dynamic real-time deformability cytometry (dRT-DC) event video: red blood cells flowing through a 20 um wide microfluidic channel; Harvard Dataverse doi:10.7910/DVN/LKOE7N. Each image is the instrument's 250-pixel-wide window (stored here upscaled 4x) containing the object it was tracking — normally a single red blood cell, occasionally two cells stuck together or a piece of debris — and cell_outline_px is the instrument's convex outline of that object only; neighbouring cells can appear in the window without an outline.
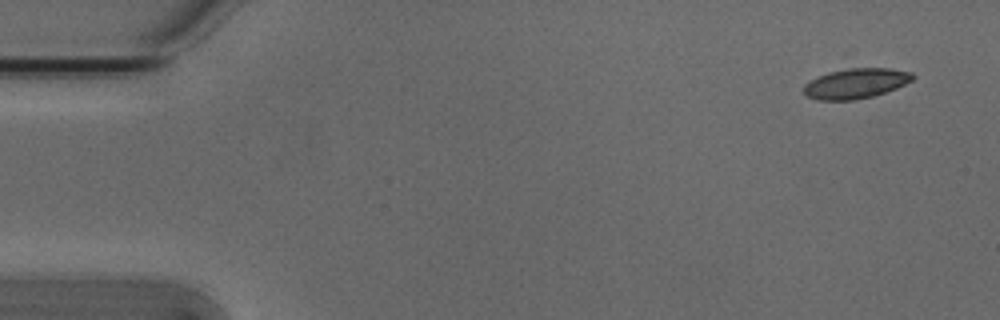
{"species": "Egyptian fruit bat (a non-hibernating species)", "species_latin": "Rousettus aegyptiacus", "temperature_condition": "cold", "stored_images_in_passage": 4, "camera_frame_rate_fps": 3000, "um_per_image_px": 0.085, "animal": {"sex": "male"}, "frame": {"image": 1, "passage_image": 1, "time_ms": 0.0, "image_size_px": [1000, 320], "cell_outline_px": [[916, 76], [912, 80], [896, 88], [872, 96], [852, 100], [816, 100], [808, 96], [804, 92], [804, 84], [828, 72], [848, 68], [888, 68], [912, 72]], "centroid_in_image_um": [72.76, 7.08], "position_along_channel_um": 12.2, "area_um2": 18.9}}
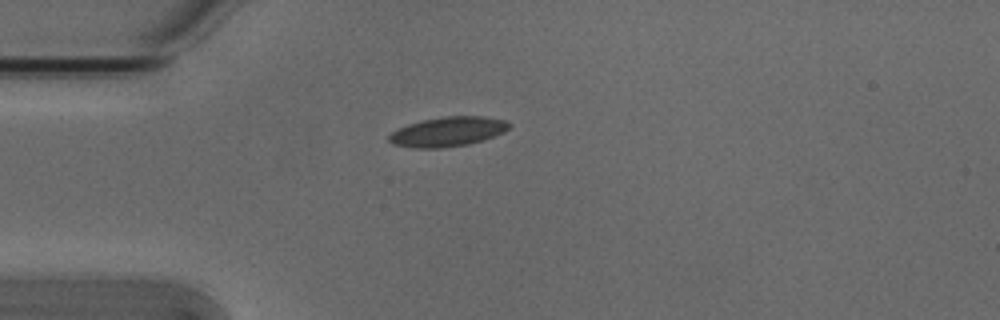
{"frame": {"image": 2, "passage_image": 4, "time_ms": 1.0, "image_size_px": [1000, 320], "cell_outline_px": [[512, 124], [504, 132], [484, 140], [468, 144], [440, 148], [416, 148], [392, 144], [388, 140], [388, 136], [396, 128], [420, 120], [444, 116], [484, 116], [504, 120]], "centroid_in_image_um": [38.04, 11.18], "position_along_channel_um": 47.0, "area_um2": 20.87}}